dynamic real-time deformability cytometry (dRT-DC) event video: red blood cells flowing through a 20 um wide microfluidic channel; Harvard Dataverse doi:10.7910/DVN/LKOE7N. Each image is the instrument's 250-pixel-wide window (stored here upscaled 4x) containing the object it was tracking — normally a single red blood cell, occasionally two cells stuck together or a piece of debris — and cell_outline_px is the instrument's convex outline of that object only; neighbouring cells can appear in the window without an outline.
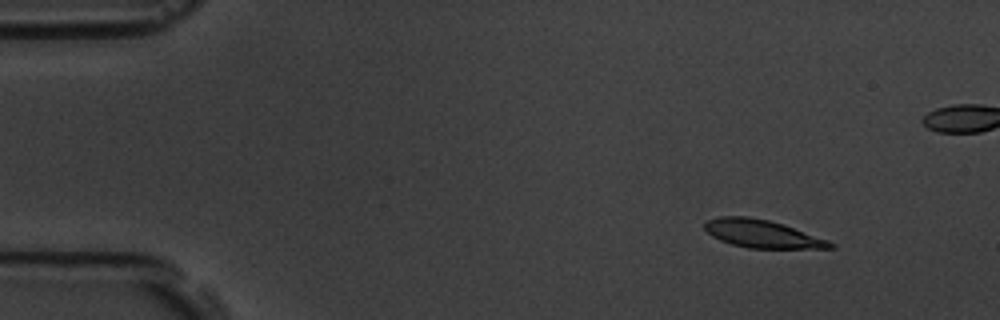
{"species": "common noctule bat (a hibernating species)", "species_latin": "Nyctalus noctula", "temperature_condition": "room temperature", "stored_images_in_passage": 5, "camera_frame_rate_fps": 3000, "um_per_image_px": 0.085, "animal": {"sex": "male", "body_mass_g": 19.5, "forearm_length_mm": 54.6}, "frame": {"image": 1, "passage_image": 2, "time_ms": 1.0, "image_size_px": [1000, 320], "cell_outline_px": [[836, 248], [748, 248], [732, 244], [720, 240], [712, 236], [704, 228], [704, 220], [720, 216], [748, 216], [768, 220], [784, 224], [828, 240], [836, 244]], "centroid_in_image_um": [64.77, 19.86], "position_along_channel_um": 20.2, "area_um2": 20.46}}